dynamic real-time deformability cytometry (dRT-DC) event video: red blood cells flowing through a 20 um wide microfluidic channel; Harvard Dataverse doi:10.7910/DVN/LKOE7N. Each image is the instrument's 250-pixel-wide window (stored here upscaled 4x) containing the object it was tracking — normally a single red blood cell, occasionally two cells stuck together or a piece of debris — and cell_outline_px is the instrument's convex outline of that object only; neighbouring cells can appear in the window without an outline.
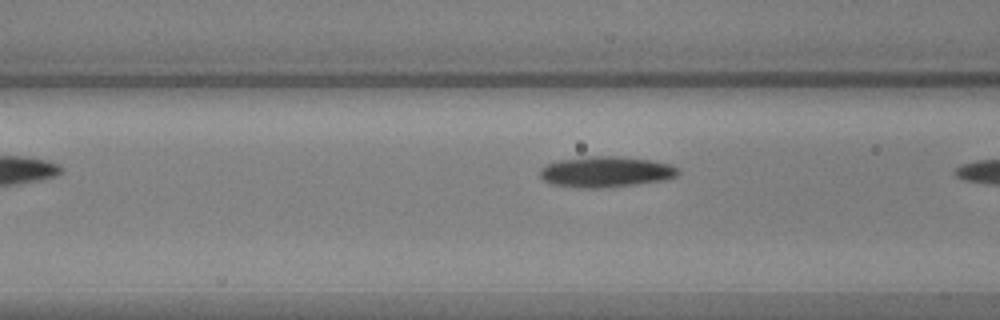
{"species": "common noctule bat (a hibernating species)", "species_latin": "Nyctalus noctula", "temperature_condition": "warm", "stored_images_in_passage": 6, "camera_frame_rate_fps": 3000, "um_per_image_px": 0.085, "animal": {"sex": "male", "body_mass_g": 17.9, "forearm_length_mm": 54.2}, "frame": {"image": 1, "passage_image": 5, "time_ms": 1.333, "image_size_px": [1000, 320], "cell_outline_px": [[680, 172], [676, 176], [664, 180], [608, 188], [576, 188], [548, 184], [540, 176], [540, 168], [548, 164], [560, 160], [592, 156], [616, 156], [652, 160], [668, 164], [676, 168]], "centroid_in_image_um": [51.46, 14.62], "position_along_channel_um": 115.1, "area_um2": 24.85}}